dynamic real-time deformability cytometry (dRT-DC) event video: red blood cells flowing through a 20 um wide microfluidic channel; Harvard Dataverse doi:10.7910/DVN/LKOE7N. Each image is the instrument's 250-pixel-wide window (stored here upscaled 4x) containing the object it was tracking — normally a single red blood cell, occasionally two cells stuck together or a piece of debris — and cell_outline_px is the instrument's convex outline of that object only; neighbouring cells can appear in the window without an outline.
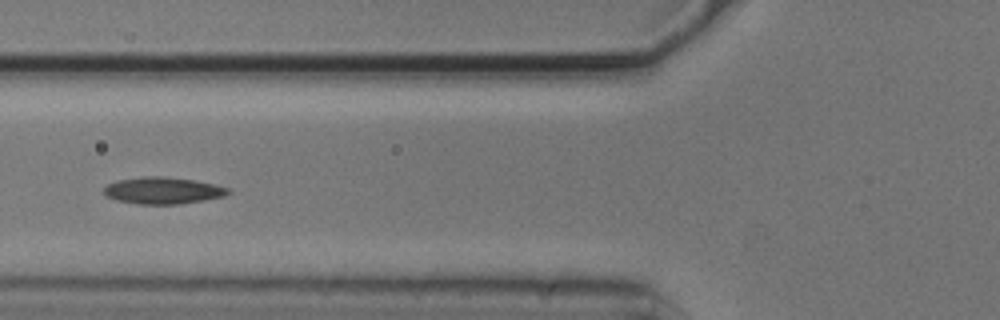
{"species": "common noctule bat (a hibernating species)", "species_latin": "Nyctalus noctula", "temperature_condition": "cold", "stored_images_in_passage": 41, "camera_frame_rate_fps": 3000, "um_per_image_px": 0.085, "animal": {"sex": "male", "body_mass_g": 20.5, "forearm_length_mm": 52.5}, "frame": {"image": 1, "passage_image": 7, "time_ms": 2.0, "image_size_px": [1000, 320], "cell_outline_px": [[232, 192], [224, 196], [204, 200], [180, 204], [140, 204], [116, 200], [104, 196], [104, 188], [108, 184], [116, 180], [144, 176], [164, 176], [192, 180], [212, 184], [228, 188]], "centroid_in_image_um": [13.81, 16.19], "position_along_channel_um": 112.0, "area_um2": 19.36}, "authors_computed_cell_mechanics": {"area_um2": 18.496, "velocity_mm_per_s": 3.7031, "shape_relaxation_time_tau1_ms": 3.4678, "shape_relaxation_time_tau2_ms": 4.9599, "deformation_change_tau1": 0.1154, "deformation_change_tau2": 0.106}}